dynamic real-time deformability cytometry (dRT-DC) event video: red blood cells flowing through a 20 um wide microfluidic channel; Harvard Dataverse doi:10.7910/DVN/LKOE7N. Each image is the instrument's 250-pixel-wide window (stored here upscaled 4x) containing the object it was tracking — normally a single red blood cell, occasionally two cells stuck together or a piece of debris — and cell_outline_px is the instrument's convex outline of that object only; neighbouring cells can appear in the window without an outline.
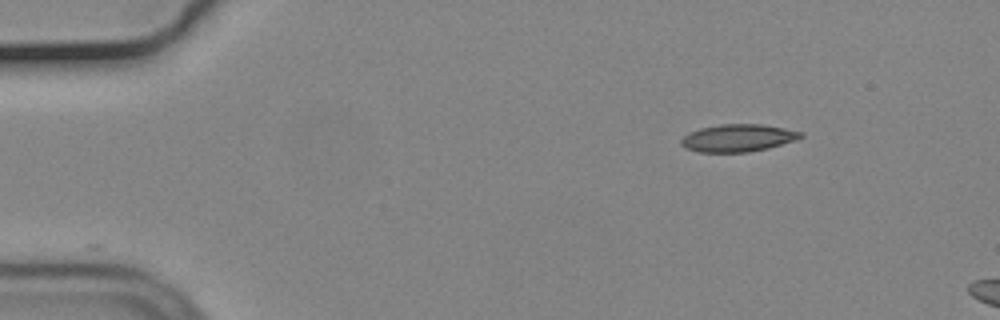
{"species": "common noctule bat (a hibernating species)", "species_latin": "Nyctalus noctula", "temperature_condition": "cold", "stored_images_in_passage": 6, "camera_frame_rate_fps": 3000, "um_per_image_px": 0.085, "animal": {"sex": "male", "body_mass_g": 19.2, "forearm_length_mm": 51.8}, "frame": {"image": 1, "passage_image": 1, "time_ms": 0.0, "image_size_px": [1000, 320], "cell_outline_px": [[804, 136], [796, 140], [768, 148], [748, 152], [700, 152], [684, 148], [680, 144], [680, 140], [684, 136], [700, 128], [720, 124], [764, 124], [804, 132]], "centroid_in_image_um": [62.75, 11.72], "position_along_channel_um": 22.3, "area_um2": 19.19}}